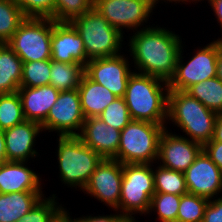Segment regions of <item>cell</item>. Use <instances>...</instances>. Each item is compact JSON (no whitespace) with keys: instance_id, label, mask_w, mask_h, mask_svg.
Listing matches in <instances>:
<instances>
[{"instance_id":"cell-14","label":"cell","mask_w":222,"mask_h":222,"mask_svg":"<svg viewBox=\"0 0 222 222\" xmlns=\"http://www.w3.org/2000/svg\"><path fill=\"white\" fill-rule=\"evenodd\" d=\"M168 126L160 136L156 163L162 167L184 173L203 150V145L178 135L176 132H171L172 130Z\"/></svg>"},{"instance_id":"cell-25","label":"cell","mask_w":222,"mask_h":222,"mask_svg":"<svg viewBox=\"0 0 222 222\" xmlns=\"http://www.w3.org/2000/svg\"><path fill=\"white\" fill-rule=\"evenodd\" d=\"M185 92L209 110L222 113V81L217 76L194 84Z\"/></svg>"},{"instance_id":"cell-29","label":"cell","mask_w":222,"mask_h":222,"mask_svg":"<svg viewBox=\"0 0 222 222\" xmlns=\"http://www.w3.org/2000/svg\"><path fill=\"white\" fill-rule=\"evenodd\" d=\"M180 199L181 195L154 193L151 197L150 208L147 215L153 214L154 212L157 216H155V221L177 222Z\"/></svg>"},{"instance_id":"cell-9","label":"cell","mask_w":222,"mask_h":222,"mask_svg":"<svg viewBox=\"0 0 222 222\" xmlns=\"http://www.w3.org/2000/svg\"><path fill=\"white\" fill-rule=\"evenodd\" d=\"M52 18L26 17L7 45L23 62L51 59Z\"/></svg>"},{"instance_id":"cell-30","label":"cell","mask_w":222,"mask_h":222,"mask_svg":"<svg viewBox=\"0 0 222 222\" xmlns=\"http://www.w3.org/2000/svg\"><path fill=\"white\" fill-rule=\"evenodd\" d=\"M24 121L18 92L0 94V129L6 130Z\"/></svg>"},{"instance_id":"cell-18","label":"cell","mask_w":222,"mask_h":222,"mask_svg":"<svg viewBox=\"0 0 222 222\" xmlns=\"http://www.w3.org/2000/svg\"><path fill=\"white\" fill-rule=\"evenodd\" d=\"M120 135V130L107 125L99 117H91L85 118L78 137L103 159H113L118 152Z\"/></svg>"},{"instance_id":"cell-44","label":"cell","mask_w":222,"mask_h":222,"mask_svg":"<svg viewBox=\"0 0 222 222\" xmlns=\"http://www.w3.org/2000/svg\"><path fill=\"white\" fill-rule=\"evenodd\" d=\"M122 222H140L136 217H126Z\"/></svg>"},{"instance_id":"cell-19","label":"cell","mask_w":222,"mask_h":222,"mask_svg":"<svg viewBox=\"0 0 222 222\" xmlns=\"http://www.w3.org/2000/svg\"><path fill=\"white\" fill-rule=\"evenodd\" d=\"M28 163L31 164V162L7 161L0 166V193L43 191L42 176L31 169Z\"/></svg>"},{"instance_id":"cell-39","label":"cell","mask_w":222,"mask_h":222,"mask_svg":"<svg viewBox=\"0 0 222 222\" xmlns=\"http://www.w3.org/2000/svg\"><path fill=\"white\" fill-rule=\"evenodd\" d=\"M208 5L212 8L211 10L214 13V16L216 17L217 24L220 26V30L222 33V0H210L207 2ZM222 35V34H221ZM222 39V36L220 37Z\"/></svg>"},{"instance_id":"cell-41","label":"cell","mask_w":222,"mask_h":222,"mask_svg":"<svg viewBox=\"0 0 222 222\" xmlns=\"http://www.w3.org/2000/svg\"><path fill=\"white\" fill-rule=\"evenodd\" d=\"M7 162L4 130L0 129V166Z\"/></svg>"},{"instance_id":"cell-15","label":"cell","mask_w":222,"mask_h":222,"mask_svg":"<svg viewBox=\"0 0 222 222\" xmlns=\"http://www.w3.org/2000/svg\"><path fill=\"white\" fill-rule=\"evenodd\" d=\"M184 175L188 193L208 199L222 197V172L204 150Z\"/></svg>"},{"instance_id":"cell-3","label":"cell","mask_w":222,"mask_h":222,"mask_svg":"<svg viewBox=\"0 0 222 222\" xmlns=\"http://www.w3.org/2000/svg\"><path fill=\"white\" fill-rule=\"evenodd\" d=\"M216 117L217 113L187 92L169 90L167 124L179 128L185 134L181 136L204 145L213 137Z\"/></svg>"},{"instance_id":"cell-11","label":"cell","mask_w":222,"mask_h":222,"mask_svg":"<svg viewBox=\"0 0 222 222\" xmlns=\"http://www.w3.org/2000/svg\"><path fill=\"white\" fill-rule=\"evenodd\" d=\"M84 121L78 89H73L59 93L41 126L44 133L48 131L57 133V136H78Z\"/></svg>"},{"instance_id":"cell-7","label":"cell","mask_w":222,"mask_h":222,"mask_svg":"<svg viewBox=\"0 0 222 222\" xmlns=\"http://www.w3.org/2000/svg\"><path fill=\"white\" fill-rule=\"evenodd\" d=\"M211 41L204 47L198 46L186 61V57L182 56L186 46L185 42L182 43L174 75L168 82L169 90L186 91L194 84L217 76V58L222 48V39L218 37Z\"/></svg>"},{"instance_id":"cell-2","label":"cell","mask_w":222,"mask_h":222,"mask_svg":"<svg viewBox=\"0 0 222 222\" xmlns=\"http://www.w3.org/2000/svg\"><path fill=\"white\" fill-rule=\"evenodd\" d=\"M168 93L167 82L134 71L124 95L131 119L167 124Z\"/></svg>"},{"instance_id":"cell-6","label":"cell","mask_w":222,"mask_h":222,"mask_svg":"<svg viewBox=\"0 0 222 222\" xmlns=\"http://www.w3.org/2000/svg\"><path fill=\"white\" fill-rule=\"evenodd\" d=\"M167 124L131 120L122 130L119 148L113 158L122 164H154L159 140Z\"/></svg>"},{"instance_id":"cell-42","label":"cell","mask_w":222,"mask_h":222,"mask_svg":"<svg viewBox=\"0 0 222 222\" xmlns=\"http://www.w3.org/2000/svg\"><path fill=\"white\" fill-rule=\"evenodd\" d=\"M217 77L222 81V48L219 51L217 58Z\"/></svg>"},{"instance_id":"cell-46","label":"cell","mask_w":222,"mask_h":222,"mask_svg":"<svg viewBox=\"0 0 222 222\" xmlns=\"http://www.w3.org/2000/svg\"><path fill=\"white\" fill-rule=\"evenodd\" d=\"M58 222H71L65 215Z\"/></svg>"},{"instance_id":"cell-38","label":"cell","mask_w":222,"mask_h":222,"mask_svg":"<svg viewBox=\"0 0 222 222\" xmlns=\"http://www.w3.org/2000/svg\"><path fill=\"white\" fill-rule=\"evenodd\" d=\"M203 150L222 172V143L211 139L203 145Z\"/></svg>"},{"instance_id":"cell-1","label":"cell","mask_w":222,"mask_h":222,"mask_svg":"<svg viewBox=\"0 0 222 222\" xmlns=\"http://www.w3.org/2000/svg\"><path fill=\"white\" fill-rule=\"evenodd\" d=\"M155 24L126 35L128 51L135 72L169 82L182 46V36L170 28ZM130 35V36H129ZM132 35V36H131ZM129 39V40H128ZM134 62V63H133Z\"/></svg>"},{"instance_id":"cell-22","label":"cell","mask_w":222,"mask_h":222,"mask_svg":"<svg viewBox=\"0 0 222 222\" xmlns=\"http://www.w3.org/2000/svg\"><path fill=\"white\" fill-rule=\"evenodd\" d=\"M43 192L0 193V222H19L45 196Z\"/></svg>"},{"instance_id":"cell-33","label":"cell","mask_w":222,"mask_h":222,"mask_svg":"<svg viewBox=\"0 0 222 222\" xmlns=\"http://www.w3.org/2000/svg\"><path fill=\"white\" fill-rule=\"evenodd\" d=\"M98 117L120 131L132 120L124 97H117Z\"/></svg>"},{"instance_id":"cell-17","label":"cell","mask_w":222,"mask_h":222,"mask_svg":"<svg viewBox=\"0 0 222 222\" xmlns=\"http://www.w3.org/2000/svg\"><path fill=\"white\" fill-rule=\"evenodd\" d=\"M51 60L87 65L89 59L86 56L83 40L70 22L53 20Z\"/></svg>"},{"instance_id":"cell-24","label":"cell","mask_w":222,"mask_h":222,"mask_svg":"<svg viewBox=\"0 0 222 222\" xmlns=\"http://www.w3.org/2000/svg\"><path fill=\"white\" fill-rule=\"evenodd\" d=\"M85 66L78 62L63 63L51 60L49 84L61 91L78 89Z\"/></svg>"},{"instance_id":"cell-40","label":"cell","mask_w":222,"mask_h":222,"mask_svg":"<svg viewBox=\"0 0 222 222\" xmlns=\"http://www.w3.org/2000/svg\"><path fill=\"white\" fill-rule=\"evenodd\" d=\"M212 139L222 143V113L217 114Z\"/></svg>"},{"instance_id":"cell-35","label":"cell","mask_w":222,"mask_h":222,"mask_svg":"<svg viewBox=\"0 0 222 222\" xmlns=\"http://www.w3.org/2000/svg\"><path fill=\"white\" fill-rule=\"evenodd\" d=\"M25 17L52 18L55 21V0H14Z\"/></svg>"},{"instance_id":"cell-45","label":"cell","mask_w":222,"mask_h":222,"mask_svg":"<svg viewBox=\"0 0 222 222\" xmlns=\"http://www.w3.org/2000/svg\"><path fill=\"white\" fill-rule=\"evenodd\" d=\"M182 2V3H181ZM195 3V0H178V3H180L181 5L182 4H186V5H188V3L190 4V3Z\"/></svg>"},{"instance_id":"cell-12","label":"cell","mask_w":222,"mask_h":222,"mask_svg":"<svg viewBox=\"0 0 222 222\" xmlns=\"http://www.w3.org/2000/svg\"><path fill=\"white\" fill-rule=\"evenodd\" d=\"M129 55L95 58L87 62L85 74L117 97H124L130 75L134 72Z\"/></svg>"},{"instance_id":"cell-28","label":"cell","mask_w":222,"mask_h":222,"mask_svg":"<svg viewBox=\"0 0 222 222\" xmlns=\"http://www.w3.org/2000/svg\"><path fill=\"white\" fill-rule=\"evenodd\" d=\"M25 18L14 0H0V44L11 39Z\"/></svg>"},{"instance_id":"cell-5","label":"cell","mask_w":222,"mask_h":222,"mask_svg":"<svg viewBox=\"0 0 222 222\" xmlns=\"http://www.w3.org/2000/svg\"><path fill=\"white\" fill-rule=\"evenodd\" d=\"M70 23L83 40L86 56L95 58L113 57L121 54L126 41L116 28L92 8L86 13L73 18Z\"/></svg>"},{"instance_id":"cell-20","label":"cell","mask_w":222,"mask_h":222,"mask_svg":"<svg viewBox=\"0 0 222 222\" xmlns=\"http://www.w3.org/2000/svg\"><path fill=\"white\" fill-rule=\"evenodd\" d=\"M18 94L21 100L25 120L42 125L50 108L57 101L60 91L52 85L40 87H20Z\"/></svg>"},{"instance_id":"cell-16","label":"cell","mask_w":222,"mask_h":222,"mask_svg":"<svg viewBox=\"0 0 222 222\" xmlns=\"http://www.w3.org/2000/svg\"><path fill=\"white\" fill-rule=\"evenodd\" d=\"M43 132L40 124L28 120L4 130L7 161L39 160L40 154L34 147L37 144L36 138Z\"/></svg>"},{"instance_id":"cell-31","label":"cell","mask_w":222,"mask_h":222,"mask_svg":"<svg viewBox=\"0 0 222 222\" xmlns=\"http://www.w3.org/2000/svg\"><path fill=\"white\" fill-rule=\"evenodd\" d=\"M51 59L23 62L20 87H40L49 85Z\"/></svg>"},{"instance_id":"cell-23","label":"cell","mask_w":222,"mask_h":222,"mask_svg":"<svg viewBox=\"0 0 222 222\" xmlns=\"http://www.w3.org/2000/svg\"><path fill=\"white\" fill-rule=\"evenodd\" d=\"M23 61L7 45L0 44V94L17 92L22 79Z\"/></svg>"},{"instance_id":"cell-21","label":"cell","mask_w":222,"mask_h":222,"mask_svg":"<svg viewBox=\"0 0 222 222\" xmlns=\"http://www.w3.org/2000/svg\"><path fill=\"white\" fill-rule=\"evenodd\" d=\"M80 103L85 118L98 117L117 96L110 90L83 75L78 87Z\"/></svg>"},{"instance_id":"cell-34","label":"cell","mask_w":222,"mask_h":222,"mask_svg":"<svg viewBox=\"0 0 222 222\" xmlns=\"http://www.w3.org/2000/svg\"><path fill=\"white\" fill-rule=\"evenodd\" d=\"M94 7V0H55V21L70 22Z\"/></svg>"},{"instance_id":"cell-47","label":"cell","mask_w":222,"mask_h":222,"mask_svg":"<svg viewBox=\"0 0 222 222\" xmlns=\"http://www.w3.org/2000/svg\"><path fill=\"white\" fill-rule=\"evenodd\" d=\"M203 2V1H206V0H195V4H197L198 2L200 3V2ZM208 2L210 1V0H207Z\"/></svg>"},{"instance_id":"cell-43","label":"cell","mask_w":222,"mask_h":222,"mask_svg":"<svg viewBox=\"0 0 222 222\" xmlns=\"http://www.w3.org/2000/svg\"><path fill=\"white\" fill-rule=\"evenodd\" d=\"M156 7H157V4H163V2L165 3V4H170L171 3V5H172V3L175 5H177L178 4V0H150ZM161 1V2H160ZM163 1V2H162Z\"/></svg>"},{"instance_id":"cell-26","label":"cell","mask_w":222,"mask_h":222,"mask_svg":"<svg viewBox=\"0 0 222 222\" xmlns=\"http://www.w3.org/2000/svg\"><path fill=\"white\" fill-rule=\"evenodd\" d=\"M57 194L46 195L25 214L19 222H58L65 214L64 204L58 202Z\"/></svg>"},{"instance_id":"cell-32","label":"cell","mask_w":222,"mask_h":222,"mask_svg":"<svg viewBox=\"0 0 222 222\" xmlns=\"http://www.w3.org/2000/svg\"><path fill=\"white\" fill-rule=\"evenodd\" d=\"M208 202V198L199 195L191 193L181 195L177 222H202Z\"/></svg>"},{"instance_id":"cell-8","label":"cell","mask_w":222,"mask_h":222,"mask_svg":"<svg viewBox=\"0 0 222 222\" xmlns=\"http://www.w3.org/2000/svg\"><path fill=\"white\" fill-rule=\"evenodd\" d=\"M155 193L153 164H123L118 211L125 217L148 214Z\"/></svg>"},{"instance_id":"cell-37","label":"cell","mask_w":222,"mask_h":222,"mask_svg":"<svg viewBox=\"0 0 222 222\" xmlns=\"http://www.w3.org/2000/svg\"><path fill=\"white\" fill-rule=\"evenodd\" d=\"M202 222H222V197L209 199Z\"/></svg>"},{"instance_id":"cell-10","label":"cell","mask_w":222,"mask_h":222,"mask_svg":"<svg viewBox=\"0 0 222 222\" xmlns=\"http://www.w3.org/2000/svg\"><path fill=\"white\" fill-rule=\"evenodd\" d=\"M94 8L122 35L154 25L150 19L156 6L150 0H94Z\"/></svg>"},{"instance_id":"cell-13","label":"cell","mask_w":222,"mask_h":222,"mask_svg":"<svg viewBox=\"0 0 222 222\" xmlns=\"http://www.w3.org/2000/svg\"><path fill=\"white\" fill-rule=\"evenodd\" d=\"M122 179L123 164L114 159H103L82 192L108 209L118 211Z\"/></svg>"},{"instance_id":"cell-27","label":"cell","mask_w":222,"mask_h":222,"mask_svg":"<svg viewBox=\"0 0 222 222\" xmlns=\"http://www.w3.org/2000/svg\"><path fill=\"white\" fill-rule=\"evenodd\" d=\"M154 165L155 193H168L174 195L188 193L184 173L162 167L156 163H154Z\"/></svg>"},{"instance_id":"cell-4","label":"cell","mask_w":222,"mask_h":222,"mask_svg":"<svg viewBox=\"0 0 222 222\" xmlns=\"http://www.w3.org/2000/svg\"><path fill=\"white\" fill-rule=\"evenodd\" d=\"M56 142V164L62 185L83 191L103 158L78 136H59Z\"/></svg>"},{"instance_id":"cell-36","label":"cell","mask_w":222,"mask_h":222,"mask_svg":"<svg viewBox=\"0 0 222 222\" xmlns=\"http://www.w3.org/2000/svg\"><path fill=\"white\" fill-rule=\"evenodd\" d=\"M115 211V213H110V215H80L81 217H75L73 218V216H70V214L72 215V212L70 213L69 210H67V207L65 208V216L71 221V222H122L126 217L123 216L119 211L117 210H113V212ZM93 215V216H92Z\"/></svg>"}]
</instances>
